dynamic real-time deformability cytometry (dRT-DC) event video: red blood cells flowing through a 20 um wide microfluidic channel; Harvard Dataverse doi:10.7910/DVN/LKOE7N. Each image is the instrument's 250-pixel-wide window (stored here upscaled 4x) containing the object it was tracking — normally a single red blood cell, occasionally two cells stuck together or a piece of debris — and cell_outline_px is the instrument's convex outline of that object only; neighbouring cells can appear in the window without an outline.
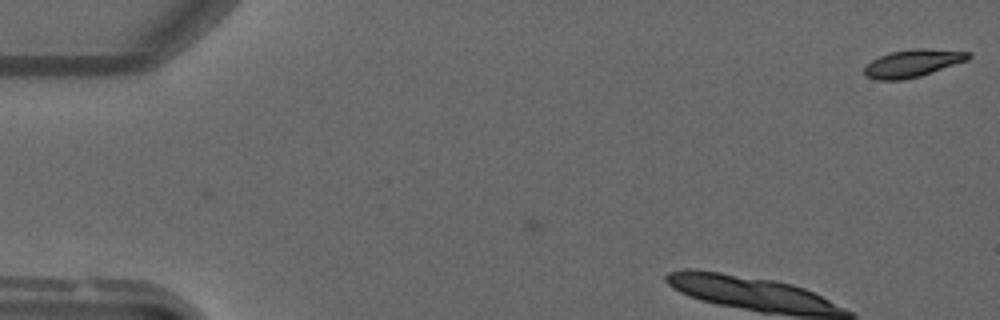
{"species": "common noctule bat (a hibernating species)", "species_latin": "Nyctalus noctula", "temperature_condition": "warm", "stored_images_in_passage": 5, "camera_frame_rate_fps": 3000, "um_per_image_px": 0.085, "animal": {"sex": "male", "forearm_length_mm": 52.5}, "frame": {"image": 1, "passage_image": 5, "time_ms": 1.333, "image_size_px": [1000, 320], "cell_outline_px": [[972, 56], [968, 60], [920, 76], [900, 80], [876, 80], [864, 76], [864, 68], [872, 60], [880, 56], [892, 52], [916, 48], [924, 48], [972, 52]], "centroid_in_image_um": [77.59, 5.38], "position_along_channel_um": 7.4, "area_um2": 16.65}}